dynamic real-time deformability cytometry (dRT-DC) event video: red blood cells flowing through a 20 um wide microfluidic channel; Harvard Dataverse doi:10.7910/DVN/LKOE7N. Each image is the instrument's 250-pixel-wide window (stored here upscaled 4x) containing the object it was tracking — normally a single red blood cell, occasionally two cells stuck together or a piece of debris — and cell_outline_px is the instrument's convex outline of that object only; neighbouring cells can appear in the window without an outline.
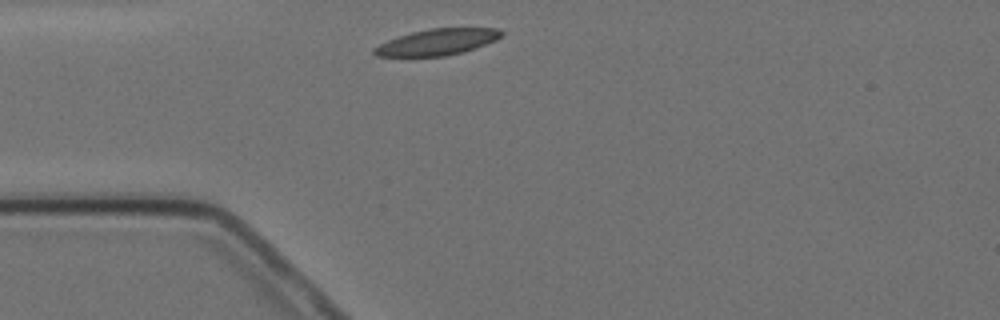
{"species": "Egyptian fruit bat (a non-hibernating species)", "species_latin": "Rousettus aegyptiacus", "temperature_condition": "cold", "stored_images_in_passage": 7, "camera_frame_rate_fps": 3000, "um_per_image_px": 0.085, "animal": {"sex": "female"}, "frame": {"image": 1, "passage_image": 1, "time_ms": 0.0, "image_size_px": [1000, 320], "cell_outline_px": [[504, 36], [496, 40], [460, 52], [444, 56], [376, 56], [372, 52], [372, 48], [388, 40], [412, 32], [432, 28], [496, 28], [504, 32]], "centroid_in_image_um": [37.16, 3.56], "position_along_channel_um": 47.8, "area_um2": 19.13}}
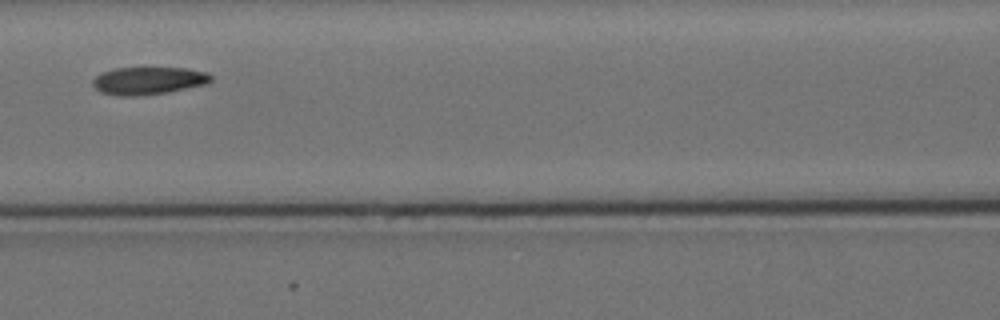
{"frame": {"image": 2, "passage_image": 4, "time_ms": 3.333, "image_size_px": [1000, 320], "cell_outline_px": [[212, 80], [208, 84], [168, 92], [144, 96], [120, 96], [100, 92], [92, 84], [92, 80], [100, 72], [116, 68], [144, 64], [148, 64], [188, 68], [208, 72], [212, 76]], "centroid_in_image_um": [12.64, 6.8], "position_along_channel_um": 154.0, "area_um2": 20.4}}
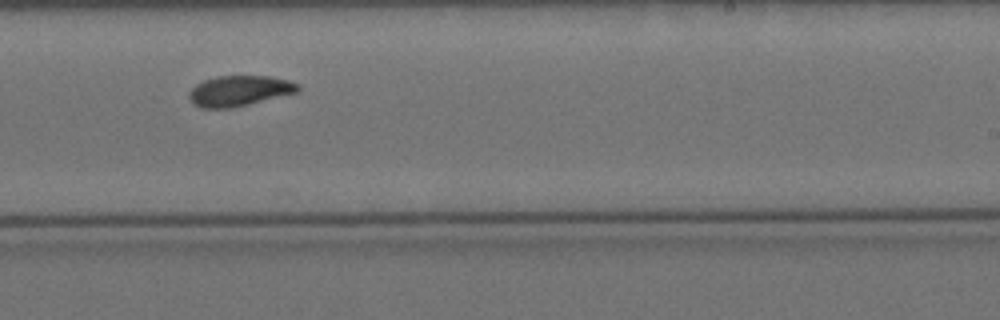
{"frame": {"image": 3, "passage_image": 7, "time_ms": 6.667, "image_size_px": [1000, 320], "cell_outline_px": [[300, 92], [248, 104], [228, 108], [200, 108], [192, 104], [188, 96], [188, 92], [196, 84], [204, 80], [216, 76], [268, 76], [288, 80], [300, 84]], "centroid_in_image_um": [20.34, 7.72], "position_along_channel_um": 268.7, "area_um2": 19.48}}